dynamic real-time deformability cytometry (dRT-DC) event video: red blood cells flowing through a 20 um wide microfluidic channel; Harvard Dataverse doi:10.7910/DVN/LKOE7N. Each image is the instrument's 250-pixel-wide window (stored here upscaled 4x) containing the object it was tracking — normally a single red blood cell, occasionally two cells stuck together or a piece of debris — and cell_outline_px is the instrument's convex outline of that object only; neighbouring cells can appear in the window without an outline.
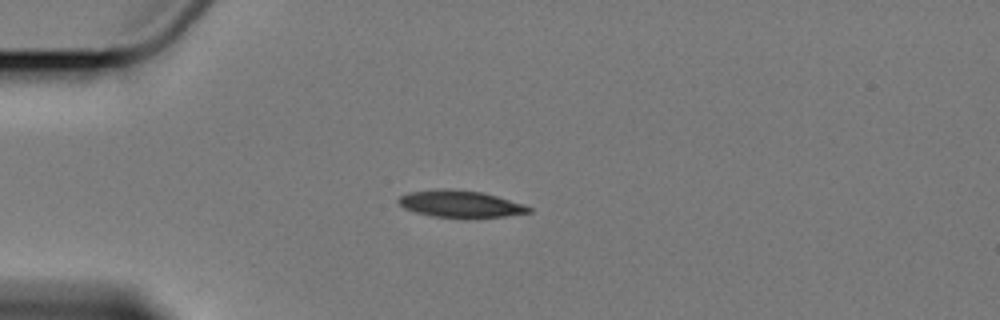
{"species": "Egyptian fruit bat (a non-hibernating species)", "species_latin": "Rousettus aegyptiacus", "temperature_condition": "cold", "stored_images_in_passage": 5, "camera_frame_rate_fps": 3000, "um_per_image_px": 0.085, "animal": {"sex": "female"}, "frame": {"image": 1, "passage_image": 4, "time_ms": 3.667, "image_size_px": [1000, 320], "cell_outline_px": [[532, 212], [504, 216], [432, 216], [416, 212], [404, 208], [396, 200], [400, 196], [408, 192], [480, 192], [496, 196], [524, 204], [532, 208]], "centroid_in_image_um": [39.18, 17.37], "position_along_channel_um": 45.8, "area_um2": 18.79}}